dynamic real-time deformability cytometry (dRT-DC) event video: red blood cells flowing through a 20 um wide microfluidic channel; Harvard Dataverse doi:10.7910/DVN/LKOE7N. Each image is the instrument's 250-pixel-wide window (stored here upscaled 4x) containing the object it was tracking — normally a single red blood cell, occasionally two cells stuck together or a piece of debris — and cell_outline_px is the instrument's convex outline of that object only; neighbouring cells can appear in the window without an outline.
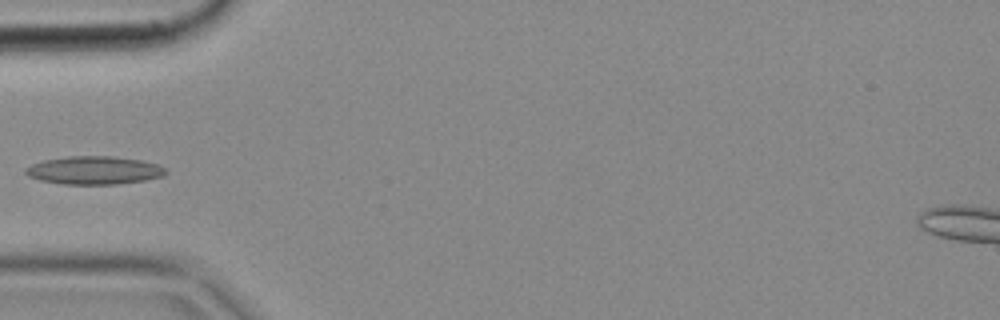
{"species": "common noctule bat (a hibernating species)", "species_latin": "Nyctalus noctula", "temperature_condition": "cold", "stored_images_in_passage": 4, "camera_frame_rate_fps": 3000, "um_per_image_px": 0.085, "animal": {"sex": "female", "body_mass_g": 18.4}, "frame": {"image": 1, "passage_image": 3, "time_ms": 0.667, "image_size_px": [1000, 320], "cell_outline_px": [[168, 172], [164, 176], [144, 180], [116, 184], [64, 184], [40, 180], [28, 176], [24, 172], [24, 168], [32, 164], [44, 160], [68, 156], [112, 156], [140, 160], [160, 164]], "centroid_in_image_um": [8.01, 14.47], "position_along_channel_um": 77.0, "area_um2": 23.0}}
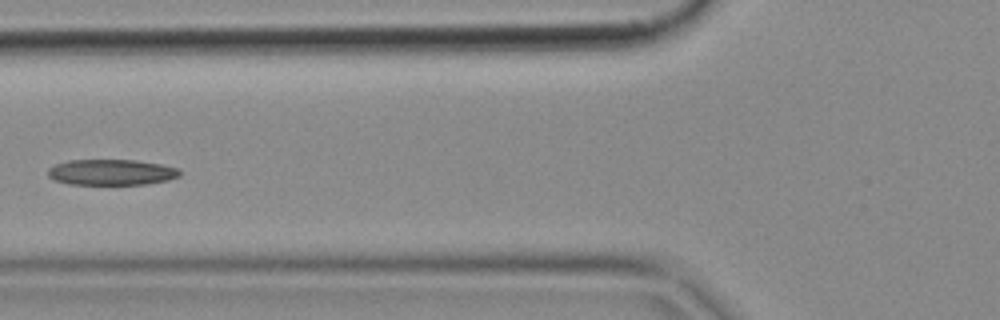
{"frame": {"image": 2, "passage_image": 4, "time_ms": 1.0, "image_size_px": [1000, 320], "cell_outline_px": [[180, 176], [168, 180], [148, 184], [68, 184], [56, 180], [48, 176], [48, 168], [56, 164], [68, 160], [136, 160], [160, 164], [180, 168]], "centroid_in_image_um": [9.49, 14.64], "position_along_channel_um": 116.3, "area_um2": 19.83}}